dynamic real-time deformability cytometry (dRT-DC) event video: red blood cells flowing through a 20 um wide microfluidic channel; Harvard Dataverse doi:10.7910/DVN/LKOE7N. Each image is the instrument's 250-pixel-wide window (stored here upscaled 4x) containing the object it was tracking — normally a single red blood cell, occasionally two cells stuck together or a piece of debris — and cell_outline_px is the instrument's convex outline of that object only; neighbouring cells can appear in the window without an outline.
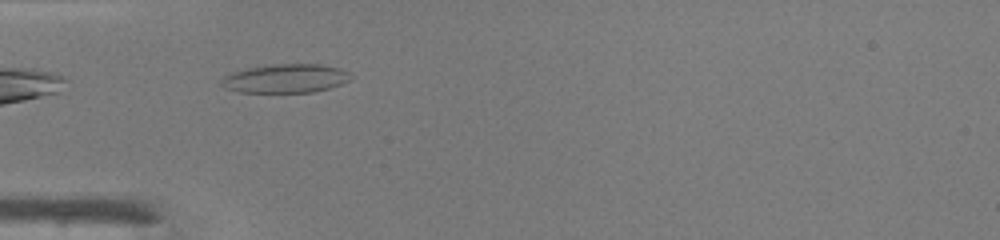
{"species": "common noctule bat (a hibernating species)", "species_latin": "Nyctalus noctula", "temperature_condition": "warm", "stored_images_in_passage": 35, "camera_frame_rate_fps": 3000, "um_per_image_px": 0.085, "animal": {"sex": "male", "body_mass_g": 19.0, "forearm_length_mm": 50.8}, "frame": {"image": 1, "passage_image": 3, "time_ms": 0.667, "image_size_px": [1000, 240], "cell_outline_px": [[352, 76], [348, 80], [340, 84], [328, 88], [312, 92], [240, 92], [228, 88], [220, 84], [220, 80], [224, 76], [232, 72], [248, 68], [272, 64], [320, 64], [340, 68], [352, 72]], "centroid_in_image_um": [24.29, 6.66], "position_along_channel_um": 60.7, "area_um2": 21.62}}
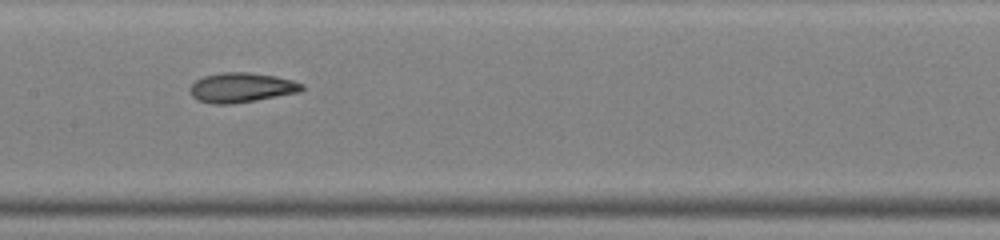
{"frame": {"image": 2, "passage_image": 12, "time_ms": 3.667, "image_size_px": [1000, 240], "cell_outline_px": [[304, 88], [300, 92], [256, 100], [228, 104], [216, 104], [200, 100], [192, 96], [188, 88], [196, 80], [204, 76], [220, 72], [248, 72], [276, 76], [292, 80], [304, 84]], "centroid_in_image_um": [20.53, 7.43], "position_along_channel_um": 186.9, "area_um2": 19.31}}
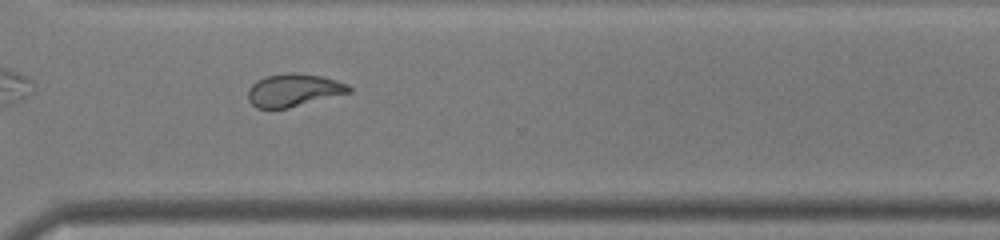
{"frame": {"image": 3, "passage_image": 23, "time_ms": 7.333, "image_size_px": [1000, 240], "cell_outline_px": [[352, 92], [288, 108], [256, 108], [248, 100], [248, 88], [256, 80], [264, 76], [288, 72], [292, 72], [320, 76], [336, 80], [348, 84], [352, 88]], "centroid_in_image_um": [24.95, 7.66], "position_along_channel_um": 345.7, "area_um2": 19.36}, "authors_computed_cell_mechanics": {"area_um2": 20.2878, "velocity_mm_per_s": 4.3185, "shape_relaxation_time_tau1_ms": null, "shape_relaxation_time_tau2_ms": 2.0205, "deformation_change_tau1": null, "deformation_change_tau2": 0.0759}}